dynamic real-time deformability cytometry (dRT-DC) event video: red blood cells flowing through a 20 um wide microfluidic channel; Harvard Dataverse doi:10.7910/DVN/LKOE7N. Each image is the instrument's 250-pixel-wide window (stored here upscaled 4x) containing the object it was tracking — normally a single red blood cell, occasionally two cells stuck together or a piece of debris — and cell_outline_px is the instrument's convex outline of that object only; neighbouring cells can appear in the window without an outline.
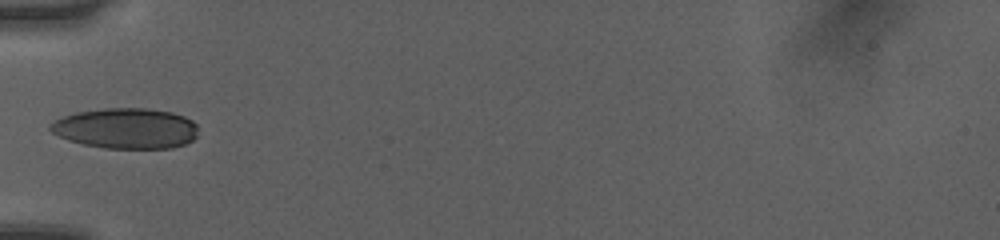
{"species": "human", "species_latin": "Homo sapiens", "temperature_condition": "room temperature", "stored_images_in_passage": 32, "camera_frame_rate_fps": 3000, "um_per_image_px": 0.085, "donor": {"sex": "female"}, "frame": {"image": 1, "passage_image": 1, "time_ms": 0.0, "image_size_px": [1000, 240], "cell_outline_px": [[196, 136], [192, 140], [184, 144], [172, 148], [104, 148], [84, 144], [68, 140], [52, 132], [48, 128], [56, 120], [64, 116], [76, 112], [104, 108], [144, 108], [172, 112], [184, 116], [192, 120], [196, 124]], "centroid_in_image_um": [10.72, 10.91], "position_along_channel_um": 74.3, "area_um2": 34.74}}
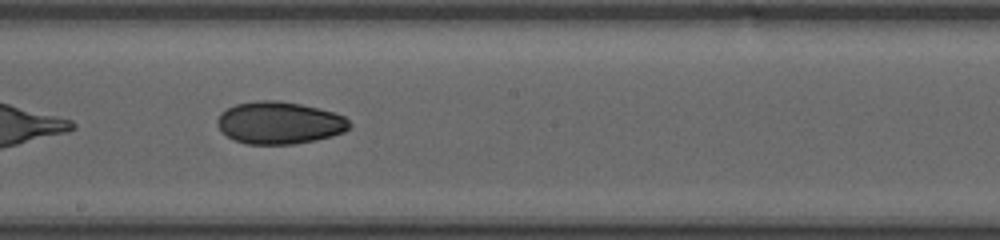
{"frame": {"image": 2, "passage_image": 12, "time_ms": 3.667, "image_size_px": [1000, 240], "cell_outline_px": [[352, 124], [344, 132], [332, 136], [316, 140], [292, 144], [248, 144], [236, 140], [228, 136], [216, 124], [216, 120], [220, 112], [236, 104], [260, 100], [276, 100], [300, 104], [332, 112], [344, 116]], "centroid_in_image_um": [23.74, 10.44], "position_along_channel_um": 224.5, "area_um2": 32.37}}
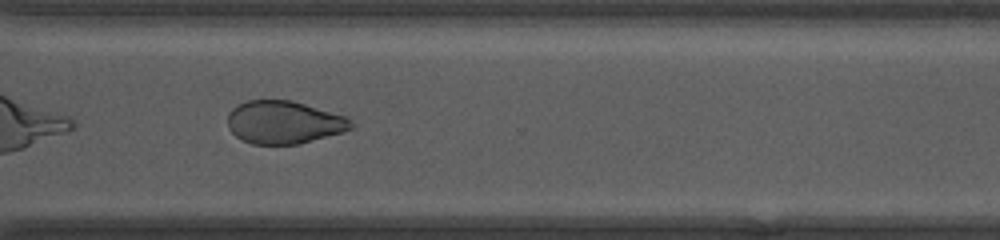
{"frame": {"image": 3, "passage_image": 21, "time_ms": 6.667, "image_size_px": [1000, 240], "cell_outline_px": [[352, 128], [340, 132], [300, 144], [252, 144], [240, 140], [228, 128], [228, 112], [236, 104], [248, 100], [292, 100], [348, 116], [352, 124]], "centroid_in_image_um": [24.1, 10.38], "position_along_channel_um": 346.5, "area_um2": 30.98}, "authors_computed_cell_mechanics": {"area_um2": 32.8593, "velocity_mm_per_s": 4.0871, "shape_relaxation_time_tau1_ms": 5.8715, "shape_relaxation_time_tau2_ms": 6.7525, "deformation_change_tau1": 0.1237, "deformation_change_tau2": 0.1151}}